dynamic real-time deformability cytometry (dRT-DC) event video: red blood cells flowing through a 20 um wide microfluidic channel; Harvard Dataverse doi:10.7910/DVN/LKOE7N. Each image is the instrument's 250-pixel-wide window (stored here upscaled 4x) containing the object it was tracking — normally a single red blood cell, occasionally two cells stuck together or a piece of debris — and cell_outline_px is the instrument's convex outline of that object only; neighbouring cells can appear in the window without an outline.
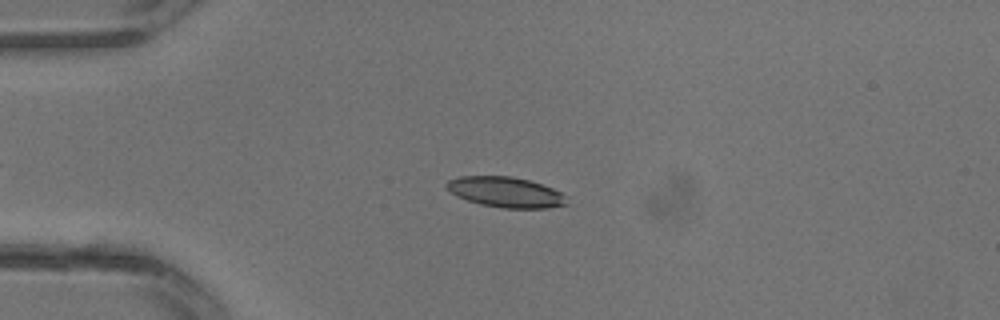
{"species": "common noctule bat (a hibernating species)", "species_latin": "Nyctalus noctula", "temperature_condition": "warm", "stored_images_in_passage": 11, "camera_frame_rate_fps": 3000, "um_per_image_px": 0.085, "animal": {"sex": "male", "body_mass_g": 13.3}, "frame": {"image": 1, "passage_image": 7, "time_ms": 2.0, "image_size_px": [1000, 320], "cell_outline_px": [[568, 204], [548, 208], [504, 208], [480, 204], [456, 196], [444, 184], [448, 180], [460, 176], [512, 176], [528, 180], [552, 188], [568, 196]], "centroid_in_image_um": [43.01, 16.33], "position_along_channel_um": 42.0, "area_um2": 21.27}}
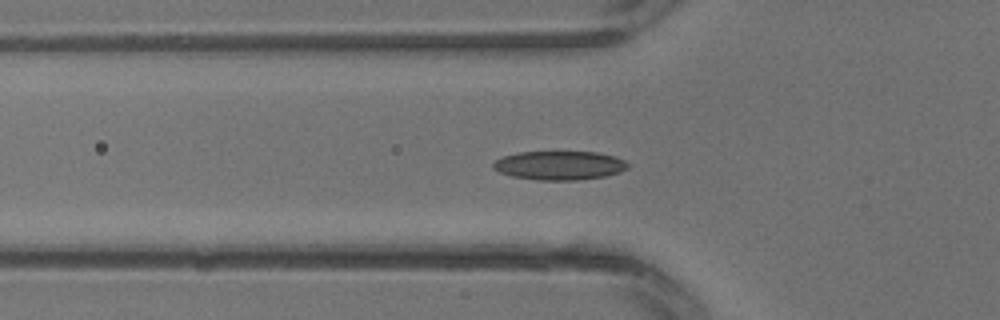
{"frame": {"image": 2, "passage_image": 10, "time_ms": 3.0, "image_size_px": [1000, 320], "cell_outline_px": [[628, 168], [620, 172], [604, 176], [576, 180], [540, 180], [512, 176], [500, 172], [492, 168], [492, 164], [496, 160], [504, 156], [520, 152], [596, 152], [616, 156], [624, 160], [628, 164]], "centroid_in_image_um": [47.57, 14.06], "position_along_channel_um": 78.2, "area_um2": 22.54}}